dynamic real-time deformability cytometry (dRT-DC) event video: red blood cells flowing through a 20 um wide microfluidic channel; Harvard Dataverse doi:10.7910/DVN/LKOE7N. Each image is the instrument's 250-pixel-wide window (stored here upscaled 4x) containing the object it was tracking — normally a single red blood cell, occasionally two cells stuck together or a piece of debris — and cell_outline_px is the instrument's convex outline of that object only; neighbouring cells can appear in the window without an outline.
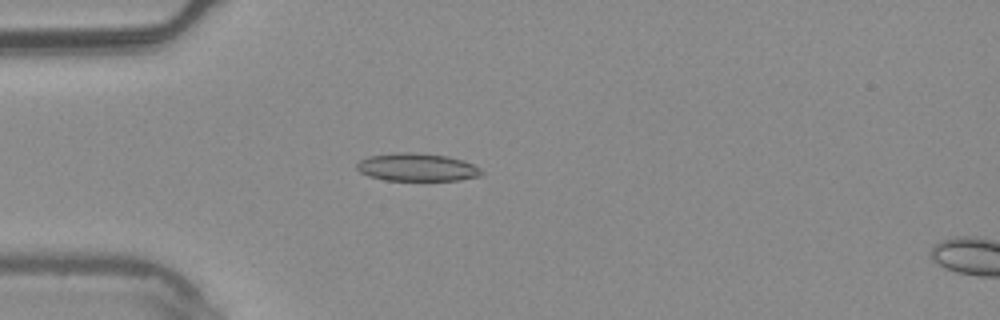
{"species": "common noctule bat (a hibernating species)", "species_latin": "Nyctalus noctula", "temperature_condition": "warm", "stored_images_in_passage": 5, "camera_frame_rate_fps": 3000, "um_per_image_px": 0.085, "animal": {"sex": "male", "body_mass_g": 20.4}, "frame": {"image": 1, "passage_image": 4, "time_ms": 1.0, "image_size_px": [1000, 320], "cell_outline_px": [[484, 172], [480, 176], [460, 180], [384, 180], [368, 176], [360, 172], [356, 168], [356, 164], [360, 160], [368, 156], [404, 152], [408, 152], [448, 156], [464, 160], [480, 168]], "centroid_in_image_um": [35.45, 14.22], "position_along_channel_um": 49.5, "area_um2": 20.23}}